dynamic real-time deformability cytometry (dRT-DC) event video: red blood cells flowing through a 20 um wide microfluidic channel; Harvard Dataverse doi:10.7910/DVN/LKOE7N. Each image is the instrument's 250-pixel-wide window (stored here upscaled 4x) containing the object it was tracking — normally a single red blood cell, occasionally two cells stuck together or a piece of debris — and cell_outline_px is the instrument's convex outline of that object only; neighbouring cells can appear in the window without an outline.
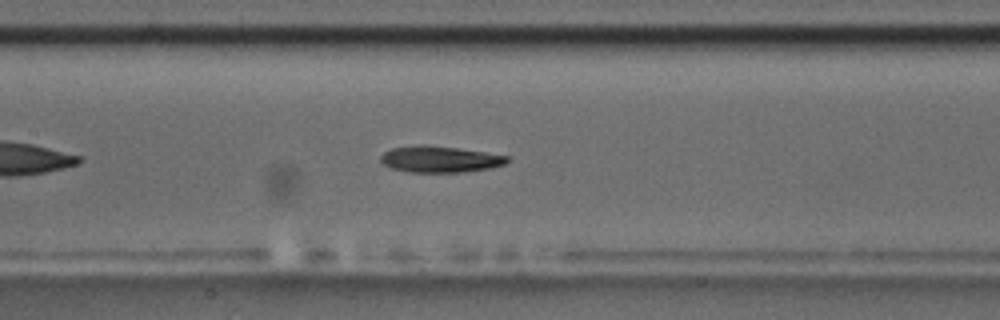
{"species": "common noctule bat (a hibernating species)", "species_latin": "Nyctalus noctula", "temperature_condition": "room temperature", "stored_images_in_passage": 43, "camera_frame_rate_fps": 3000, "um_per_image_px": 0.085, "animal": {"sex": "male", "body_mass_g": 17.5, "forearm_length_mm": 52.3}, "frame": {"image": 1, "passage_image": 13, "time_ms": 4.0, "image_size_px": [1000, 320], "cell_outline_px": [[508, 160], [504, 164], [492, 168], [460, 172], [408, 172], [392, 168], [384, 164], [380, 160], [380, 156], [384, 152], [392, 148], [416, 144], [428, 144], [484, 152], [508, 156]], "centroid_in_image_um": [37.35, 13.52], "position_along_channel_um": 170.0, "area_um2": 19.42}, "authors_computed_cell_mechanics": {"area_um2": 19.7098, "velocity_mm_per_s": 3.6121, "shape_relaxation_time_tau1_ms": 3.6354, "shape_relaxation_time_tau2_ms": 8.2675, "deformation_change_tau1": 0.1923, "deformation_change_tau2": 0.1948}}